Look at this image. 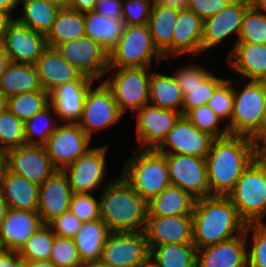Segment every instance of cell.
Wrapping results in <instances>:
<instances>
[{
	"mask_svg": "<svg viewBox=\"0 0 266 267\" xmlns=\"http://www.w3.org/2000/svg\"><path fill=\"white\" fill-rule=\"evenodd\" d=\"M255 159V139L251 137L229 134L213 139L206 156L210 196H227Z\"/></svg>",
	"mask_w": 266,
	"mask_h": 267,
	"instance_id": "1",
	"label": "cell"
},
{
	"mask_svg": "<svg viewBox=\"0 0 266 267\" xmlns=\"http://www.w3.org/2000/svg\"><path fill=\"white\" fill-rule=\"evenodd\" d=\"M193 244L197 249L244 234L247 223L227 196L211 195L195 201Z\"/></svg>",
	"mask_w": 266,
	"mask_h": 267,
	"instance_id": "2",
	"label": "cell"
},
{
	"mask_svg": "<svg viewBox=\"0 0 266 267\" xmlns=\"http://www.w3.org/2000/svg\"><path fill=\"white\" fill-rule=\"evenodd\" d=\"M100 219L111 232L144 231L148 202L120 174L104 184L99 199Z\"/></svg>",
	"mask_w": 266,
	"mask_h": 267,
	"instance_id": "3",
	"label": "cell"
},
{
	"mask_svg": "<svg viewBox=\"0 0 266 267\" xmlns=\"http://www.w3.org/2000/svg\"><path fill=\"white\" fill-rule=\"evenodd\" d=\"M123 178L147 202L171 185L164 154L141 149L124 163Z\"/></svg>",
	"mask_w": 266,
	"mask_h": 267,
	"instance_id": "4",
	"label": "cell"
},
{
	"mask_svg": "<svg viewBox=\"0 0 266 267\" xmlns=\"http://www.w3.org/2000/svg\"><path fill=\"white\" fill-rule=\"evenodd\" d=\"M227 197L247 223H263L266 215V164L255 159Z\"/></svg>",
	"mask_w": 266,
	"mask_h": 267,
	"instance_id": "5",
	"label": "cell"
},
{
	"mask_svg": "<svg viewBox=\"0 0 266 267\" xmlns=\"http://www.w3.org/2000/svg\"><path fill=\"white\" fill-rule=\"evenodd\" d=\"M153 58L158 64L165 59L154 45L148 24L125 25L109 52V68L151 67Z\"/></svg>",
	"mask_w": 266,
	"mask_h": 267,
	"instance_id": "6",
	"label": "cell"
},
{
	"mask_svg": "<svg viewBox=\"0 0 266 267\" xmlns=\"http://www.w3.org/2000/svg\"><path fill=\"white\" fill-rule=\"evenodd\" d=\"M244 86L240 91L233 86V113L230 123L225 126L231 135L255 139L265 129L264 82L248 81Z\"/></svg>",
	"mask_w": 266,
	"mask_h": 267,
	"instance_id": "7",
	"label": "cell"
},
{
	"mask_svg": "<svg viewBox=\"0 0 266 267\" xmlns=\"http://www.w3.org/2000/svg\"><path fill=\"white\" fill-rule=\"evenodd\" d=\"M150 67L109 68L114 72L103 82L110 89L119 111L124 115L129 108L136 112L149 104ZM115 70L117 72H115Z\"/></svg>",
	"mask_w": 266,
	"mask_h": 267,
	"instance_id": "8",
	"label": "cell"
},
{
	"mask_svg": "<svg viewBox=\"0 0 266 267\" xmlns=\"http://www.w3.org/2000/svg\"><path fill=\"white\" fill-rule=\"evenodd\" d=\"M56 50L83 75L102 79L108 74L109 53L88 36L58 44Z\"/></svg>",
	"mask_w": 266,
	"mask_h": 267,
	"instance_id": "9",
	"label": "cell"
},
{
	"mask_svg": "<svg viewBox=\"0 0 266 267\" xmlns=\"http://www.w3.org/2000/svg\"><path fill=\"white\" fill-rule=\"evenodd\" d=\"M164 155L172 186L179 187L196 200L210 196L206 158L181 154Z\"/></svg>",
	"mask_w": 266,
	"mask_h": 267,
	"instance_id": "10",
	"label": "cell"
},
{
	"mask_svg": "<svg viewBox=\"0 0 266 267\" xmlns=\"http://www.w3.org/2000/svg\"><path fill=\"white\" fill-rule=\"evenodd\" d=\"M90 141L77 123H59L43 146L54 168L63 171L89 150Z\"/></svg>",
	"mask_w": 266,
	"mask_h": 267,
	"instance_id": "11",
	"label": "cell"
},
{
	"mask_svg": "<svg viewBox=\"0 0 266 267\" xmlns=\"http://www.w3.org/2000/svg\"><path fill=\"white\" fill-rule=\"evenodd\" d=\"M92 86L86 93L82 115L77 123L90 138L93 132L116 124L123 115L104 82H101L97 88L93 89Z\"/></svg>",
	"mask_w": 266,
	"mask_h": 267,
	"instance_id": "12",
	"label": "cell"
},
{
	"mask_svg": "<svg viewBox=\"0 0 266 267\" xmlns=\"http://www.w3.org/2000/svg\"><path fill=\"white\" fill-rule=\"evenodd\" d=\"M149 254L144 231L111 232L103 247L100 263L106 267H137Z\"/></svg>",
	"mask_w": 266,
	"mask_h": 267,
	"instance_id": "13",
	"label": "cell"
},
{
	"mask_svg": "<svg viewBox=\"0 0 266 267\" xmlns=\"http://www.w3.org/2000/svg\"><path fill=\"white\" fill-rule=\"evenodd\" d=\"M108 145L90 148L83 156L66 167L72 193H92L103 183L106 173Z\"/></svg>",
	"mask_w": 266,
	"mask_h": 267,
	"instance_id": "14",
	"label": "cell"
},
{
	"mask_svg": "<svg viewBox=\"0 0 266 267\" xmlns=\"http://www.w3.org/2000/svg\"><path fill=\"white\" fill-rule=\"evenodd\" d=\"M6 168L39 186L56 171L43 145L28 144L7 150Z\"/></svg>",
	"mask_w": 266,
	"mask_h": 267,
	"instance_id": "15",
	"label": "cell"
},
{
	"mask_svg": "<svg viewBox=\"0 0 266 267\" xmlns=\"http://www.w3.org/2000/svg\"><path fill=\"white\" fill-rule=\"evenodd\" d=\"M213 139L182 115L156 150L162 154H181L206 158ZM166 147L167 149H165Z\"/></svg>",
	"mask_w": 266,
	"mask_h": 267,
	"instance_id": "16",
	"label": "cell"
},
{
	"mask_svg": "<svg viewBox=\"0 0 266 267\" xmlns=\"http://www.w3.org/2000/svg\"><path fill=\"white\" fill-rule=\"evenodd\" d=\"M137 140L142 149H156L182 116L181 112L144 105L135 112Z\"/></svg>",
	"mask_w": 266,
	"mask_h": 267,
	"instance_id": "17",
	"label": "cell"
},
{
	"mask_svg": "<svg viewBox=\"0 0 266 267\" xmlns=\"http://www.w3.org/2000/svg\"><path fill=\"white\" fill-rule=\"evenodd\" d=\"M10 62L35 65L47 47L45 35L35 32L16 19L9 25L0 42Z\"/></svg>",
	"mask_w": 266,
	"mask_h": 267,
	"instance_id": "18",
	"label": "cell"
},
{
	"mask_svg": "<svg viewBox=\"0 0 266 267\" xmlns=\"http://www.w3.org/2000/svg\"><path fill=\"white\" fill-rule=\"evenodd\" d=\"M251 5V0H234L217 14L204 19L203 37L201 40L202 52L220 44L222 40L241 32L243 16Z\"/></svg>",
	"mask_w": 266,
	"mask_h": 267,
	"instance_id": "19",
	"label": "cell"
},
{
	"mask_svg": "<svg viewBox=\"0 0 266 267\" xmlns=\"http://www.w3.org/2000/svg\"><path fill=\"white\" fill-rule=\"evenodd\" d=\"M192 215L148 216L144 230L149 249L163 244L193 243Z\"/></svg>",
	"mask_w": 266,
	"mask_h": 267,
	"instance_id": "20",
	"label": "cell"
},
{
	"mask_svg": "<svg viewBox=\"0 0 266 267\" xmlns=\"http://www.w3.org/2000/svg\"><path fill=\"white\" fill-rule=\"evenodd\" d=\"M249 234L197 249L196 267H248Z\"/></svg>",
	"mask_w": 266,
	"mask_h": 267,
	"instance_id": "21",
	"label": "cell"
},
{
	"mask_svg": "<svg viewBox=\"0 0 266 267\" xmlns=\"http://www.w3.org/2000/svg\"><path fill=\"white\" fill-rule=\"evenodd\" d=\"M94 81L83 75L79 80L61 84L49 92V103L61 122L78 123L86 93Z\"/></svg>",
	"mask_w": 266,
	"mask_h": 267,
	"instance_id": "22",
	"label": "cell"
},
{
	"mask_svg": "<svg viewBox=\"0 0 266 267\" xmlns=\"http://www.w3.org/2000/svg\"><path fill=\"white\" fill-rule=\"evenodd\" d=\"M72 191L63 171L56 170L39 186L38 209L43 224H49L56 217L69 211Z\"/></svg>",
	"mask_w": 266,
	"mask_h": 267,
	"instance_id": "23",
	"label": "cell"
},
{
	"mask_svg": "<svg viewBox=\"0 0 266 267\" xmlns=\"http://www.w3.org/2000/svg\"><path fill=\"white\" fill-rule=\"evenodd\" d=\"M37 211L8 209L0 225L2 249L19 252L27 239L42 225Z\"/></svg>",
	"mask_w": 266,
	"mask_h": 267,
	"instance_id": "24",
	"label": "cell"
},
{
	"mask_svg": "<svg viewBox=\"0 0 266 267\" xmlns=\"http://www.w3.org/2000/svg\"><path fill=\"white\" fill-rule=\"evenodd\" d=\"M226 59L241 77L250 81L266 80V44L236 42Z\"/></svg>",
	"mask_w": 266,
	"mask_h": 267,
	"instance_id": "25",
	"label": "cell"
},
{
	"mask_svg": "<svg viewBox=\"0 0 266 267\" xmlns=\"http://www.w3.org/2000/svg\"><path fill=\"white\" fill-rule=\"evenodd\" d=\"M35 67L41 87L48 93L61 84L79 80L83 76L56 48L49 46L42 52Z\"/></svg>",
	"mask_w": 266,
	"mask_h": 267,
	"instance_id": "26",
	"label": "cell"
},
{
	"mask_svg": "<svg viewBox=\"0 0 266 267\" xmlns=\"http://www.w3.org/2000/svg\"><path fill=\"white\" fill-rule=\"evenodd\" d=\"M204 20L189 9L179 11L173 29L172 55H198L202 53L201 40L203 37Z\"/></svg>",
	"mask_w": 266,
	"mask_h": 267,
	"instance_id": "27",
	"label": "cell"
},
{
	"mask_svg": "<svg viewBox=\"0 0 266 267\" xmlns=\"http://www.w3.org/2000/svg\"><path fill=\"white\" fill-rule=\"evenodd\" d=\"M0 192L10 209L37 211L39 185L7 168L0 175Z\"/></svg>",
	"mask_w": 266,
	"mask_h": 267,
	"instance_id": "28",
	"label": "cell"
},
{
	"mask_svg": "<svg viewBox=\"0 0 266 267\" xmlns=\"http://www.w3.org/2000/svg\"><path fill=\"white\" fill-rule=\"evenodd\" d=\"M110 233L108 226L101 219L82 224L74 241L83 264L100 262L103 247Z\"/></svg>",
	"mask_w": 266,
	"mask_h": 267,
	"instance_id": "29",
	"label": "cell"
},
{
	"mask_svg": "<svg viewBox=\"0 0 266 267\" xmlns=\"http://www.w3.org/2000/svg\"><path fill=\"white\" fill-rule=\"evenodd\" d=\"M179 10L163 5H152L148 27L158 51L169 58L172 54L173 29Z\"/></svg>",
	"mask_w": 266,
	"mask_h": 267,
	"instance_id": "30",
	"label": "cell"
},
{
	"mask_svg": "<svg viewBox=\"0 0 266 267\" xmlns=\"http://www.w3.org/2000/svg\"><path fill=\"white\" fill-rule=\"evenodd\" d=\"M196 199L170 185L148 202V216L192 215Z\"/></svg>",
	"mask_w": 266,
	"mask_h": 267,
	"instance_id": "31",
	"label": "cell"
},
{
	"mask_svg": "<svg viewBox=\"0 0 266 267\" xmlns=\"http://www.w3.org/2000/svg\"><path fill=\"white\" fill-rule=\"evenodd\" d=\"M124 26L123 20H111L95 11L84 13L85 36L97 42L108 53L119 41Z\"/></svg>",
	"mask_w": 266,
	"mask_h": 267,
	"instance_id": "32",
	"label": "cell"
},
{
	"mask_svg": "<svg viewBox=\"0 0 266 267\" xmlns=\"http://www.w3.org/2000/svg\"><path fill=\"white\" fill-rule=\"evenodd\" d=\"M149 100L152 106L181 112L183 94L173 74L149 71Z\"/></svg>",
	"mask_w": 266,
	"mask_h": 267,
	"instance_id": "33",
	"label": "cell"
},
{
	"mask_svg": "<svg viewBox=\"0 0 266 267\" xmlns=\"http://www.w3.org/2000/svg\"><path fill=\"white\" fill-rule=\"evenodd\" d=\"M42 90L35 65L10 63L0 80V92L7 98Z\"/></svg>",
	"mask_w": 266,
	"mask_h": 267,
	"instance_id": "34",
	"label": "cell"
},
{
	"mask_svg": "<svg viewBox=\"0 0 266 267\" xmlns=\"http://www.w3.org/2000/svg\"><path fill=\"white\" fill-rule=\"evenodd\" d=\"M23 14L16 20L35 32L47 35L51 30L60 7L45 0H18Z\"/></svg>",
	"mask_w": 266,
	"mask_h": 267,
	"instance_id": "35",
	"label": "cell"
},
{
	"mask_svg": "<svg viewBox=\"0 0 266 267\" xmlns=\"http://www.w3.org/2000/svg\"><path fill=\"white\" fill-rule=\"evenodd\" d=\"M85 36L84 13L61 8L46 37V44L55 48L58 44Z\"/></svg>",
	"mask_w": 266,
	"mask_h": 267,
	"instance_id": "36",
	"label": "cell"
},
{
	"mask_svg": "<svg viewBox=\"0 0 266 267\" xmlns=\"http://www.w3.org/2000/svg\"><path fill=\"white\" fill-rule=\"evenodd\" d=\"M159 267H196L197 248L189 244H163L150 248Z\"/></svg>",
	"mask_w": 266,
	"mask_h": 267,
	"instance_id": "37",
	"label": "cell"
},
{
	"mask_svg": "<svg viewBox=\"0 0 266 267\" xmlns=\"http://www.w3.org/2000/svg\"><path fill=\"white\" fill-rule=\"evenodd\" d=\"M48 104L49 93L42 89L8 97L7 109L25 123Z\"/></svg>",
	"mask_w": 266,
	"mask_h": 267,
	"instance_id": "38",
	"label": "cell"
},
{
	"mask_svg": "<svg viewBox=\"0 0 266 267\" xmlns=\"http://www.w3.org/2000/svg\"><path fill=\"white\" fill-rule=\"evenodd\" d=\"M55 236L48 224H42L18 252L22 262L49 260Z\"/></svg>",
	"mask_w": 266,
	"mask_h": 267,
	"instance_id": "39",
	"label": "cell"
},
{
	"mask_svg": "<svg viewBox=\"0 0 266 267\" xmlns=\"http://www.w3.org/2000/svg\"><path fill=\"white\" fill-rule=\"evenodd\" d=\"M52 113L55 115L54 118L57 119L54 108L49 103L46 107L24 123L26 144L44 145L46 143L49 136L58 127V124H56L57 122H54L53 120L54 118L52 116L54 115H52ZM34 136L39 139L36 140Z\"/></svg>",
	"mask_w": 266,
	"mask_h": 267,
	"instance_id": "40",
	"label": "cell"
},
{
	"mask_svg": "<svg viewBox=\"0 0 266 267\" xmlns=\"http://www.w3.org/2000/svg\"><path fill=\"white\" fill-rule=\"evenodd\" d=\"M225 78L215 77L211 72L194 88L185 89L181 113L185 116L190 110L207 105L216 88Z\"/></svg>",
	"mask_w": 266,
	"mask_h": 267,
	"instance_id": "41",
	"label": "cell"
},
{
	"mask_svg": "<svg viewBox=\"0 0 266 267\" xmlns=\"http://www.w3.org/2000/svg\"><path fill=\"white\" fill-rule=\"evenodd\" d=\"M237 42L266 44V14L252 4L246 9Z\"/></svg>",
	"mask_w": 266,
	"mask_h": 267,
	"instance_id": "42",
	"label": "cell"
},
{
	"mask_svg": "<svg viewBox=\"0 0 266 267\" xmlns=\"http://www.w3.org/2000/svg\"><path fill=\"white\" fill-rule=\"evenodd\" d=\"M25 144L24 122L6 109L0 113V145L7 151Z\"/></svg>",
	"mask_w": 266,
	"mask_h": 267,
	"instance_id": "43",
	"label": "cell"
},
{
	"mask_svg": "<svg viewBox=\"0 0 266 267\" xmlns=\"http://www.w3.org/2000/svg\"><path fill=\"white\" fill-rule=\"evenodd\" d=\"M185 117L200 131L209 134L214 139L222 138L229 135L226 126L219 129L221 119L218 115L207 105H202L190 110Z\"/></svg>",
	"mask_w": 266,
	"mask_h": 267,
	"instance_id": "44",
	"label": "cell"
},
{
	"mask_svg": "<svg viewBox=\"0 0 266 267\" xmlns=\"http://www.w3.org/2000/svg\"><path fill=\"white\" fill-rule=\"evenodd\" d=\"M56 267H83L73 238L55 236L49 259Z\"/></svg>",
	"mask_w": 266,
	"mask_h": 267,
	"instance_id": "45",
	"label": "cell"
},
{
	"mask_svg": "<svg viewBox=\"0 0 266 267\" xmlns=\"http://www.w3.org/2000/svg\"><path fill=\"white\" fill-rule=\"evenodd\" d=\"M234 104L232 80L225 79L214 91L208 106L218 115L221 121L230 123Z\"/></svg>",
	"mask_w": 266,
	"mask_h": 267,
	"instance_id": "46",
	"label": "cell"
},
{
	"mask_svg": "<svg viewBox=\"0 0 266 267\" xmlns=\"http://www.w3.org/2000/svg\"><path fill=\"white\" fill-rule=\"evenodd\" d=\"M245 230L253 234V245L247 251L248 267H266V222L249 223Z\"/></svg>",
	"mask_w": 266,
	"mask_h": 267,
	"instance_id": "47",
	"label": "cell"
},
{
	"mask_svg": "<svg viewBox=\"0 0 266 267\" xmlns=\"http://www.w3.org/2000/svg\"><path fill=\"white\" fill-rule=\"evenodd\" d=\"M69 211L82 223L100 219L99 200L92 193H72Z\"/></svg>",
	"mask_w": 266,
	"mask_h": 267,
	"instance_id": "48",
	"label": "cell"
},
{
	"mask_svg": "<svg viewBox=\"0 0 266 267\" xmlns=\"http://www.w3.org/2000/svg\"><path fill=\"white\" fill-rule=\"evenodd\" d=\"M152 5V0H123L122 20L124 24H148Z\"/></svg>",
	"mask_w": 266,
	"mask_h": 267,
	"instance_id": "49",
	"label": "cell"
},
{
	"mask_svg": "<svg viewBox=\"0 0 266 267\" xmlns=\"http://www.w3.org/2000/svg\"><path fill=\"white\" fill-rule=\"evenodd\" d=\"M181 68V69H180ZM177 72L173 73L183 97L185 96V89L194 88L199 85L202 80L209 74V71L204 67L193 65H187L180 67Z\"/></svg>",
	"mask_w": 266,
	"mask_h": 267,
	"instance_id": "50",
	"label": "cell"
},
{
	"mask_svg": "<svg viewBox=\"0 0 266 267\" xmlns=\"http://www.w3.org/2000/svg\"><path fill=\"white\" fill-rule=\"evenodd\" d=\"M82 224L73 213L67 211L56 217L48 225L55 235L74 239Z\"/></svg>",
	"mask_w": 266,
	"mask_h": 267,
	"instance_id": "51",
	"label": "cell"
},
{
	"mask_svg": "<svg viewBox=\"0 0 266 267\" xmlns=\"http://www.w3.org/2000/svg\"><path fill=\"white\" fill-rule=\"evenodd\" d=\"M234 0H189L188 9L203 20L217 14Z\"/></svg>",
	"mask_w": 266,
	"mask_h": 267,
	"instance_id": "52",
	"label": "cell"
},
{
	"mask_svg": "<svg viewBox=\"0 0 266 267\" xmlns=\"http://www.w3.org/2000/svg\"><path fill=\"white\" fill-rule=\"evenodd\" d=\"M123 0H98L95 12L109 19L122 20Z\"/></svg>",
	"mask_w": 266,
	"mask_h": 267,
	"instance_id": "53",
	"label": "cell"
},
{
	"mask_svg": "<svg viewBox=\"0 0 266 267\" xmlns=\"http://www.w3.org/2000/svg\"><path fill=\"white\" fill-rule=\"evenodd\" d=\"M21 263L18 252L5 249L0 251V267H18Z\"/></svg>",
	"mask_w": 266,
	"mask_h": 267,
	"instance_id": "54",
	"label": "cell"
},
{
	"mask_svg": "<svg viewBox=\"0 0 266 267\" xmlns=\"http://www.w3.org/2000/svg\"><path fill=\"white\" fill-rule=\"evenodd\" d=\"M98 0H69L67 8L80 13L91 12L95 10Z\"/></svg>",
	"mask_w": 266,
	"mask_h": 267,
	"instance_id": "55",
	"label": "cell"
},
{
	"mask_svg": "<svg viewBox=\"0 0 266 267\" xmlns=\"http://www.w3.org/2000/svg\"><path fill=\"white\" fill-rule=\"evenodd\" d=\"M256 159L266 164V129L255 138Z\"/></svg>",
	"mask_w": 266,
	"mask_h": 267,
	"instance_id": "56",
	"label": "cell"
},
{
	"mask_svg": "<svg viewBox=\"0 0 266 267\" xmlns=\"http://www.w3.org/2000/svg\"><path fill=\"white\" fill-rule=\"evenodd\" d=\"M155 5L168 6L176 10L188 9L189 0H152Z\"/></svg>",
	"mask_w": 266,
	"mask_h": 267,
	"instance_id": "57",
	"label": "cell"
},
{
	"mask_svg": "<svg viewBox=\"0 0 266 267\" xmlns=\"http://www.w3.org/2000/svg\"><path fill=\"white\" fill-rule=\"evenodd\" d=\"M15 20L10 12L0 10V42L4 33L8 30L9 25Z\"/></svg>",
	"mask_w": 266,
	"mask_h": 267,
	"instance_id": "58",
	"label": "cell"
},
{
	"mask_svg": "<svg viewBox=\"0 0 266 267\" xmlns=\"http://www.w3.org/2000/svg\"><path fill=\"white\" fill-rule=\"evenodd\" d=\"M10 63L11 62L9 56L7 55L2 44L0 43V80L2 75L4 74V71L6 70V68Z\"/></svg>",
	"mask_w": 266,
	"mask_h": 267,
	"instance_id": "59",
	"label": "cell"
},
{
	"mask_svg": "<svg viewBox=\"0 0 266 267\" xmlns=\"http://www.w3.org/2000/svg\"><path fill=\"white\" fill-rule=\"evenodd\" d=\"M18 7V0H0V10L13 14V10Z\"/></svg>",
	"mask_w": 266,
	"mask_h": 267,
	"instance_id": "60",
	"label": "cell"
},
{
	"mask_svg": "<svg viewBox=\"0 0 266 267\" xmlns=\"http://www.w3.org/2000/svg\"><path fill=\"white\" fill-rule=\"evenodd\" d=\"M26 267H56L50 260H42L36 262H22Z\"/></svg>",
	"mask_w": 266,
	"mask_h": 267,
	"instance_id": "61",
	"label": "cell"
},
{
	"mask_svg": "<svg viewBox=\"0 0 266 267\" xmlns=\"http://www.w3.org/2000/svg\"><path fill=\"white\" fill-rule=\"evenodd\" d=\"M8 209H9L8 204L3 199V196L0 192V225L2 221L5 219Z\"/></svg>",
	"mask_w": 266,
	"mask_h": 267,
	"instance_id": "62",
	"label": "cell"
},
{
	"mask_svg": "<svg viewBox=\"0 0 266 267\" xmlns=\"http://www.w3.org/2000/svg\"><path fill=\"white\" fill-rule=\"evenodd\" d=\"M7 151L0 145V175L6 169Z\"/></svg>",
	"mask_w": 266,
	"mask_h": 267,
	"instance_id": "63",
	"label": "cell"
},
{
	"mask_svg": "<svg viewBox=\"0 0 266 267\" xmlns=\"http://www.w3.org/2000/svg\"><path fill=\"white\" fill-rule=\"evenodd\" d=\"M137 267H159V265L149 254Z\"/></svg>",
	"mask_w": 266,
	"mask_h": 267,
	"instance_id": "64",
	"label": "cell"
},
{
	"mask_svg": "<svg viewBox=\"0 0 266 267\" xmlns=\"http://www.w3.org/2000/svg\"><path fill=\"white\" fill-rule=\"evenodd\" d=\"M251 4L260 12L266 14V0H251Z\"/></svg>",
	"mask_w": 266,
	"mask_h": 267,
	"instance_id": "65",
	"label": "cell"
},
{
	"mask_svg": "<svg viewBox=\"0 0 266 267\" xmlns=\"http://www.w3.org/2000/svg\"><path fill=\"white\" fill-rule=\"evenodd\" d=\"M7 100L8 98L2 92H0V113L7 109Z\"/></svg>",
	"mask_w": 266,
	"mask_h": 267,
	"instance_id": "66",
	"label": "cell"
},
{
	"mask_svg": "<svg viewBox=\"0 0 266 267\" xmlns=\"http://www.w3.org/2000/svg\"><path fill=\"white\" fill-rule=\"evenodd\" d=\"M45 1L55 4L60 8H67L69 0H45Z\"/></svg>",
	"mask_w": 266,
	"mask_h": 267,
	"instance_id": "67",
	"label": "cell"
},
{
	"mask_svg": "<svg viewBox=\"0 0 266 267\" xmlns=\"http://www.w3.org/2000/svg\"><path fill=\"white\" fill-rule=\"evenodd\" d=\"M264 82V109H263V114H264V123H265V129H266V80Z\"/></svg>",
	"mask_w": 266,
	"mask_h": 267,
	"instance_id": "68",
	"label": "cell"
},
{
	"mask_svg": "<svg viewBox=\"0 0 266 267\" xmlns=\"http://www.w3.org/2000/svg\"><path fill=\"white\" fill-rule=\"evenodd\" d=\"M83 267H106V266L101 264L100 262H96V263L84 264Z\"/></svg>",
	"mask_w": 266,
	"mask_h": 267,
	"instance_id": "69",
	"label": "cell"
},
{
	"mask_svg": "<svg viewBox=\"0 0 266 267\" xmlns=\"http://www.w3.org/2000/svg\"><path fill=\"white\" fill-rule=\"evenodd\" d=\"M18 267H26L24 263H21Z\"/></svg>",
	"mask_w": 266,
	"mask_h": 267,
	"instance_id": "70",
	"label": "cell"
}]
</instances>
